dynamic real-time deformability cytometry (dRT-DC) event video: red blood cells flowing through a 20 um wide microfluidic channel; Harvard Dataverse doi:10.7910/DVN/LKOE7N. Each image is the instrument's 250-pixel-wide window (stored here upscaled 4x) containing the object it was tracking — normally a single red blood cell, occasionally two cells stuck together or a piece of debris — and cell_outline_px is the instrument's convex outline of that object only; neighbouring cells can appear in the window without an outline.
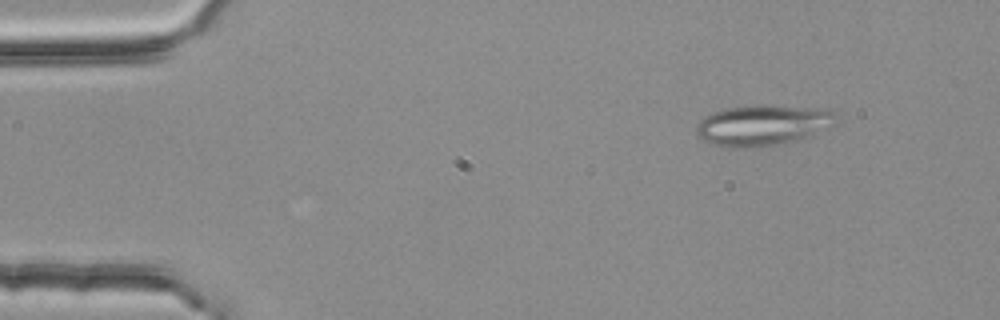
{"species": "common noctule bat (a hibernating species)", "species_latin": "Nyctalus noctula", "temperature_condition": "room temperature", "stored_images_in_passage": 4, "camera_frame_rate_fps": 3000, "um_per_image_px": 0.085, "animal": {"sex": "female", "body_mass_g": 25.1}, "frame": {"image": 1, "passage_image": 2, "time_ms": 0.333, "image_size_px": [1000, 320], "cell_outline_px": [[836, 124], [788, 144], [760, 148], [720, 148], [704, 140], [696, 132], [696, 124], [704, 116], [712, 112], [728, 108], [752, 104], [760, 104], [828, 108], [832, 112]], "centroid_in_image_um": [64.8, 10.65], "position_along_channel_um": 20.2, "area_um2": 33.99}}